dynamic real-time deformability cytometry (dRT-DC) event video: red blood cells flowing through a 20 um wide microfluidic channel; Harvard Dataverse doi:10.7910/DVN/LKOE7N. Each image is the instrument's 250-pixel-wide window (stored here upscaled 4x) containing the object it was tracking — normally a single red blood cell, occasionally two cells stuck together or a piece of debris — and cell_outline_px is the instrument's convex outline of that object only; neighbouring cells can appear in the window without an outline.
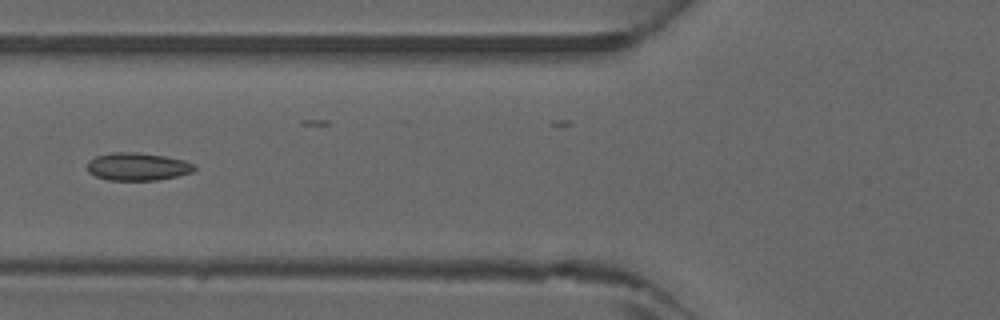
{"species": "common noctule bat (a hibernating species)", "species_latin": "Nyctalus noctula", "temperature_condition": "warm", "stored_images_in_passage": 5, "camera_frame_rate_fps": 3000, "um_per_image_px": 0.085, "animal": {"sex": "male", "forearm_length_mm": 52.5}, "frame": {"image": 1, "passage_image": 5, "time_ms": 1.333, "image_size_px": [1000, 320], "cell_outline_px": [[196, 168], [192, 172], [176, 176], [156, 180], [108, 180], [96, 176], [88, 172], [88, 160], [96, 156], [112, 152], [136, 152], [164, 156], [184, 160], [196, 164]], "centroid_in_image_um": [11.69, 14.16], "position_along_channel_um": 114.1, "area_um2": 17.34}}